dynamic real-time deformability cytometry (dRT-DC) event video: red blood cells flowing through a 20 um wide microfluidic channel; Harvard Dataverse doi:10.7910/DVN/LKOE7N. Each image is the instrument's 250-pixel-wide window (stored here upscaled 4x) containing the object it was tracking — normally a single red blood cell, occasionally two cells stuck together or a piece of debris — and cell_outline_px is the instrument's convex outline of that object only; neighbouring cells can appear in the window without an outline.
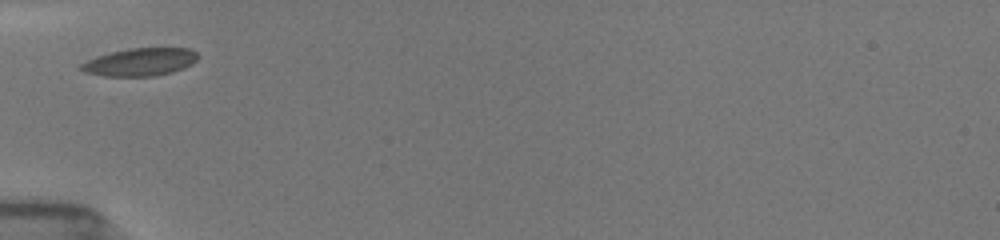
{"species": "common noctule bat (a hibernating species)", "species_latin": "Nyctalus noctula", "temperature_condition": "room temperature", "stored_images_in_passage": 4, "camera_frame_rate_fps": 3000, "um_per_image_px": 0.085, "animal": {"sex": "female", "body_mass_g": 19.5, "forearm_length_mm": 54.1}, "frame": {"image": 1, "passage_image": 1, "time_ms": 0.0, "image_size_px": [1000, 240], "cell_outline_px": [[200, 56], [192, 64], [184, 68], [172, 72], [152, 76], [104, 76], [84, 72], [76, 68], [80, 64], [96, 56], [128, 48], [188, 48], [196, 52]], "centroid_in_image_um": [11.89, 5.27], "position_along_channel_um": 73.1, "area_um2": 19.02}}
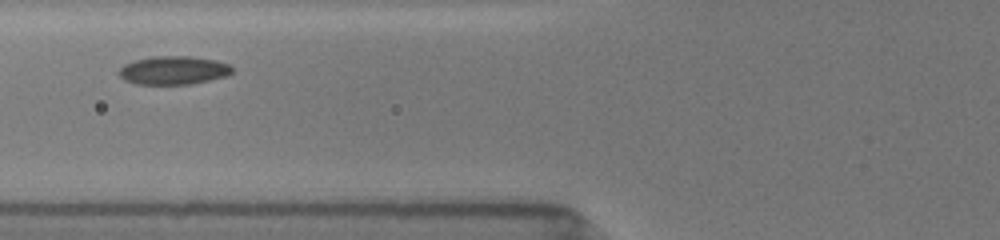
{"frame": {"image": 2, "passage_image": 2, "time_ms": 1.0, "image_size_px": [1000, 240], "cell_outline_px": [[232, 72], [228, 76], [188, 84], [136, 84], [124, 80], [120, 76], [120, 68], [124, 64], [136, 60], [152, 56], [188, 56], [216, 60], [228, 64], [232, 68]], "centroid_in_image_um": [14.75, 5.97], "position_along_channel_um": 111.1, "area_um2": 18.61}}